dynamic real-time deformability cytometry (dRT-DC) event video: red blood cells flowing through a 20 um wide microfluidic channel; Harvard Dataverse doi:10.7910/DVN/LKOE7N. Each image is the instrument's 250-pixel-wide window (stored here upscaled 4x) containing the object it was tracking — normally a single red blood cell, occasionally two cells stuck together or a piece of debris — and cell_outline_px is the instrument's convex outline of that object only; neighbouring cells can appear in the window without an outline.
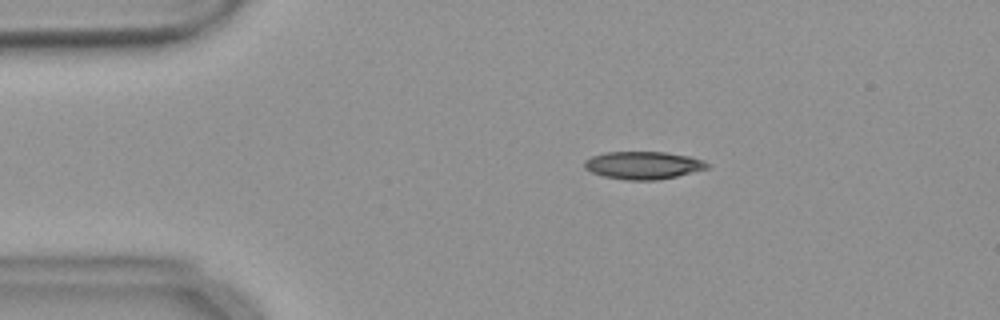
{"species": "common noctule bat (a hibernating species)", "species_latin": "Nyctalus noctula", "temperature_condition": "warm", "stored_images_in_passage": 54, "camera_frame_rate_fps": 3000, "um_per_image_px": 0.085, "animal": {"sex": "female", "body_mass_g": 18.4}, "frame": {"image": 1, "passage_image": 10, "time_ms": 3.0, "image_size_px": [1000, 320], "cell_outline_px": [[708, 168], [676, 176], [656, 180], [628, 180], [604, 176], [592, 172], [584, 168], [584, 160], [592, 156], [608, 152], [664, 152], [688, 156], [700, 160], [708, 164]], "centroid_in_image_um": [54.63, 14.05], "position_along_channel_um": 30.4, "area_um2": 19.48}}
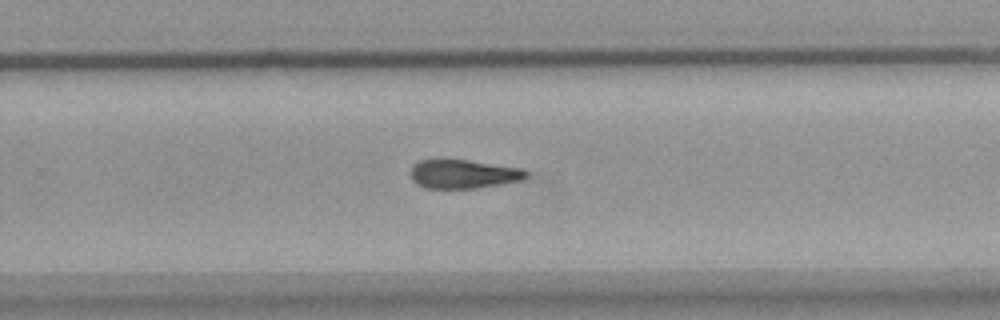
{"frame": {"image": 2, "passage_image": 35, "time_ms": 11.333, "image_size_px": [1000, 320], "cell_outline_px": [[528, 176], [520, 180], [500, 184], [476, 188], [424, 188], [416, 184], [412, 180], [412, 164], [420, 160], [436, 156], [444, 156], [524, 168], [528, 172]], "centroid_in_image_um": [39.33, 14.73], "position_along_channel_um": 290.5, "area_um2": 20.29}}
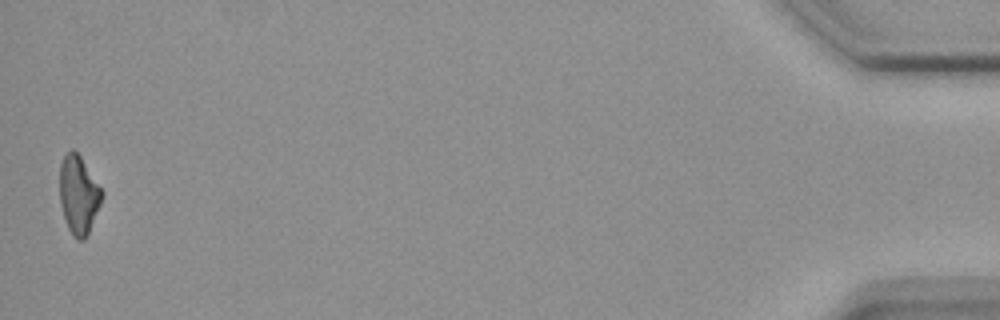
{"frame": {"image": 3, "passage_image": 54, "time_ms": 17.667, "image_size_px": [1000, 320], "cell_outline_px": [[104, 196], [88, 236], [84, 240], [76, 240], [72, 236], [68, 228], [60, 204], [60, 164], [64, 156], [72, 148], [80, 156], [104, 192]], "centroid_in_image_um": [6.7, 16.6], "position_along_channel_um": 428.5, "area_um2": 19.42}, "authors_computed_cell_mechanics": {"area_um2": 19.8543, "velocity_mm_per_s": 3.6853, "shape_relaxation_time_tau1_ms": null, "shape_relaxation_time_tau2_ms": 4.7926, "deformation_change_tau1": null, "deformation_change_tau2": 0.1395}}